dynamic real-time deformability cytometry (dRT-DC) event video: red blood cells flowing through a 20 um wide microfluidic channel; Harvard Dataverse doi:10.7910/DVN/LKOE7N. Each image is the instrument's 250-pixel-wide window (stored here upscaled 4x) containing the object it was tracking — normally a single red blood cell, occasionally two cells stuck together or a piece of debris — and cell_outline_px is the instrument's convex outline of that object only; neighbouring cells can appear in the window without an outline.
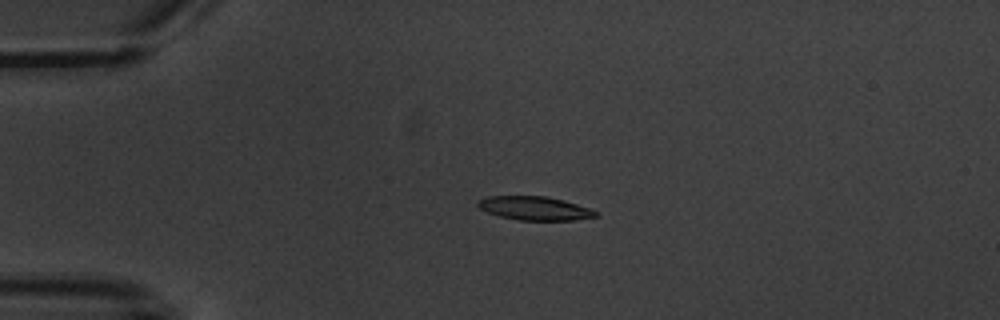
{"species": "common noctule bat (a hibernating species)", "species_latin": "Nyctalus noctula", "temperature_condition": "warm", "stored_images_in_passage": 2, "camera_frame_rate_fps": 3000, "um_per_image_px": 0.085, "animal": {"sex": "male", "body_mass_g": 20.1, "forearm_length_mm": 53.5}, "frame": {"image": 1, "passage_image": 1, "time_ms": 0.0, "image_size_px": [1000, 320], "cell_outline_px": [[600, 216], [576, 220], [520, 220], [500, 216], [488, 212], [480, 208], [476, 204], [476, 200], [488, 196], [548, 196], [564, 200], [600, 212]], "centroid_in_image_um": [45.47, 17.7], "position_along_channel_um": 39.5, "area_um2": 16.36}}